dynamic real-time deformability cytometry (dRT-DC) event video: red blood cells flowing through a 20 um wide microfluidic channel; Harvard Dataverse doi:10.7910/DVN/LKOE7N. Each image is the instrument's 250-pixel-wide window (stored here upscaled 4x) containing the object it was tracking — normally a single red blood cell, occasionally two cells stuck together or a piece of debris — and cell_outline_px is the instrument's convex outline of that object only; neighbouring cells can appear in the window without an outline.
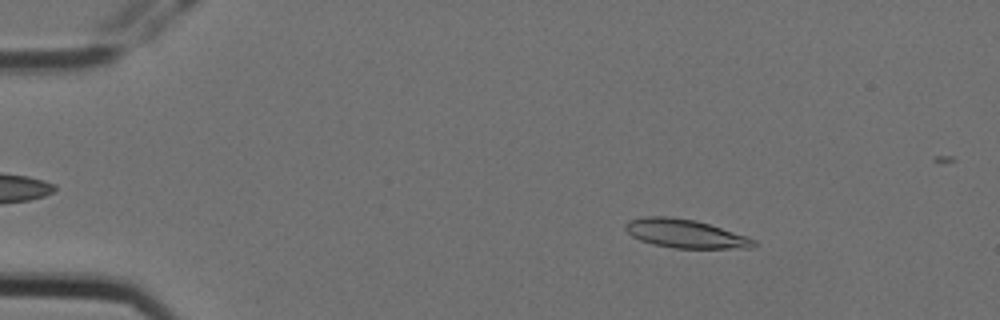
{"species": "Egyptian fruit bat (a non-hibernating species)", "species_latin": "Rousettus aegyptiacus", "temperature_condition": "cold", "stored_images_in_passage": 5, "camera_frame_rate_fps": 3000, "um_per_image_px": 0.085, "animal": {"sex": "female"}, "frame": {"image": 1, "passage_image": 2, "time_ms": 0.333, "image_size_px": [1000, 320], "cell_outline_px": [[756, 248], [672, 248], [640, 240], [632, 236], [624, 228], [624, 224], [628, 220], [644, 216], [668, 216], [696, 220], [748, 236], [756, 240]], "centroid_in_image_um": [58.26, 19.85], "position_along_channel_um": 26.7, "area_um2": 21.5}}